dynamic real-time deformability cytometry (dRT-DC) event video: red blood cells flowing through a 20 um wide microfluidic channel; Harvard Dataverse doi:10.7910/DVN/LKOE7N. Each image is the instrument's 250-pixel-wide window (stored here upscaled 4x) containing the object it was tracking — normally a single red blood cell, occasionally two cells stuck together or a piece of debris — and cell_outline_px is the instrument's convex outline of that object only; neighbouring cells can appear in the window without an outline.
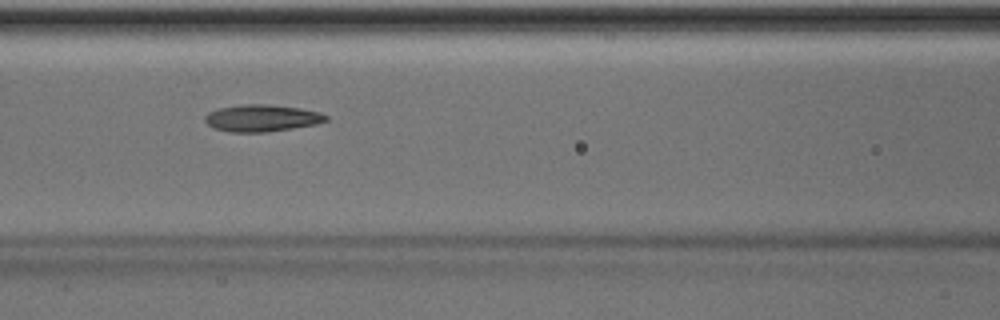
{"species": "Egyptian fruit bat (a non-hibernating species)", "species_latin": "Rousettus aegyptiacus", "temperature_condition": "room temperature", "stored_images_in_passage": 50, "camera_frame_rate_fps": 3000, "um_per_image_px": 0.085, "animal": {"sex": "male"}, "frame": {"image": 1, "passage_image": 22, "time_ms": 7.0, "image_size_px": [1000, 320], "cell_outline_px": [[328, 120], [316, 124], [292, 128], [264, 132], [228, 132], [212, 128], [204, 120], [204, 116], [208, 112], [220, 108], [244, 104], [268, 104], [300, 108], [320, 112], [328, 116]], "centroid_in_image_um": [22.24, 10.04], "position_along_channel_um": 144.4, "area_um2": 19.02}}
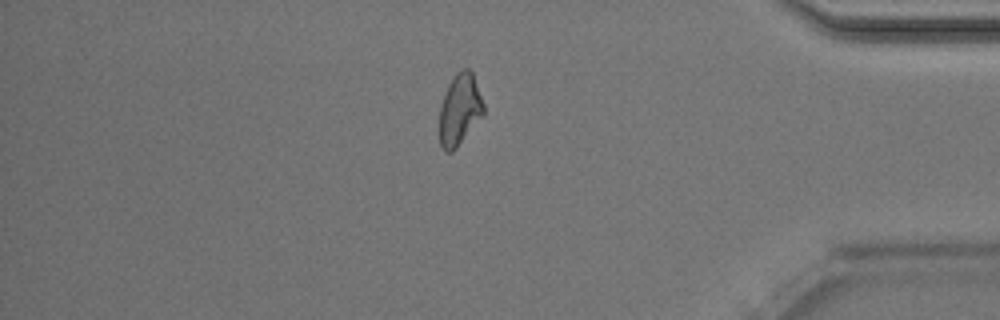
{"frame": {"image": 2, "passage_image": 43, "time_ms": 14.0, "image_size_px": [1000, 320], "cell_outline_px": [[484, 116], [456, 148], [452, 152], [444, 152], [440, 144], [440, 104], [448, 84], [456, 72], [460, 68], [468, 68], [472, 72], [484, 104]], "centroid_in_image_um": [39.08, 9.32], "position_along_channel_um": 396.1, "area_um2": 18.55}, "authors_computed_cell_mechanics": {"area_um2": 19.0451, "velocity_mm_per_s": 4.0216, "shape_relaxation_time_tau1_ms": 6.1796, "shape_relaxation_time_tau2_ms": 3.6802, "deformation_change_tau1": 0.1739, "deformation_change_tau2": 0.1169}}